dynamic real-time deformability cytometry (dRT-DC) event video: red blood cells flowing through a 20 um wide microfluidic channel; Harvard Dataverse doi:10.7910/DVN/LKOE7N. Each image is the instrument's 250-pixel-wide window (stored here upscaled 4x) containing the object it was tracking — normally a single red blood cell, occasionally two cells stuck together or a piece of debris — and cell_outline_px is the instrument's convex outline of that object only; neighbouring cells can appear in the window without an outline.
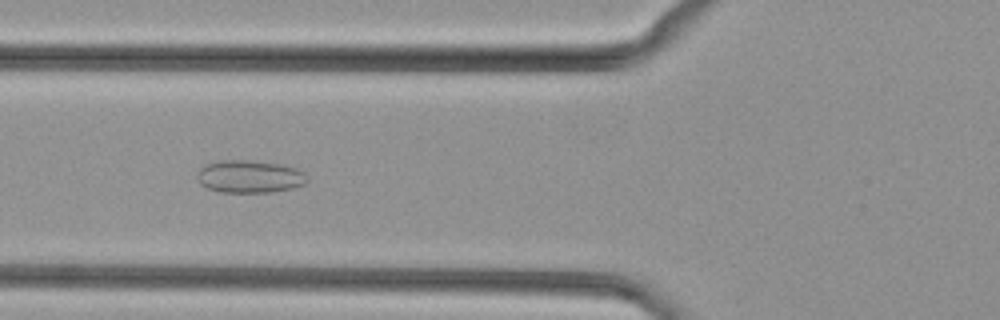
{"species": "common noctule bat (a hibernating species)", "species_latin": "Nyctalus noctula", "temperature_condition": "cold", "stored_images_in_passage": 36, "camera_frame_rate_fps": 3000, "um_per_image_px": 0.085, "animal": {"sex": "female", "body_mass_g": 29.2, "forearm_length_mm": 56.3}, "frame": {"image": 1, "passage_image": 8, "time_ms": 2.333, "image_size_px": [1000, 320], "cell_outline_px": [[308, 180], [304, 184], [292, 188], [272, 192], [220, 192], [208, 188], [200, 184], [196, 176], [200, 168], [204, 164], [220, 160], [252, 160], [280, 164], [296, 168], [304, 172], [308, 176]], "centroid_in_image_um": [21.21, 15.0], "position_along_channel_um": 104.6, "area_um2": 21.1}}
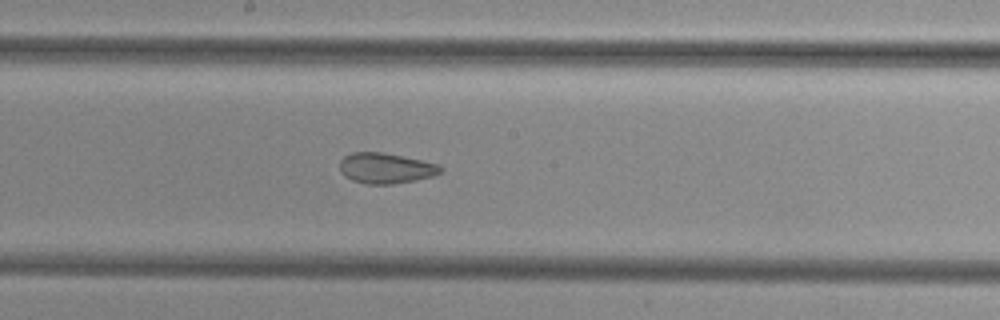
{"frame": {"image": 2, "passage_image": 16, "time_ms": 5.0, "image_size_px": [1000, 320], "cell_outline_px": [[444, 168], [440, 172], [432, 176], [416, 180], [392, 184], [364, 184], [352, 180], [344, 176], [340, 172], [340, 160], [344, 156], [352, 152], [380, 152], [440, 164]], "centroid_in_image_um": [32.76, 14.3], "position_along_channel_um": 215.4, "area_um2": 17.92}}
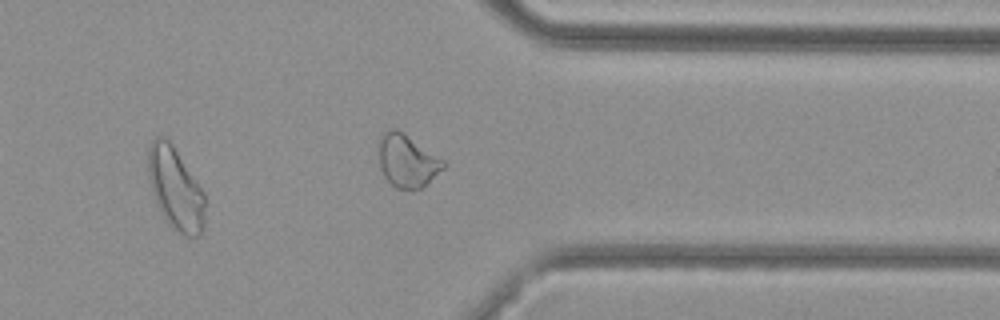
{"frame": {"image": 3, "passage_image": 28, "time_ms": 9.0, "image_size_px": [1000, 320], "cell_outline_px": [[204, 220], [200, 236], [184, 236], [172, 228], [168, 224], [160, 212], [152, 192], [148, 172], [148, 148], [152, 140], [156, 136], [164, 136], [172, 144], [204, 192]], "centroid_in_image_um": [14.9, 16.04], "position_along_channel_um": 396.5, "area_um2": 27.11}}